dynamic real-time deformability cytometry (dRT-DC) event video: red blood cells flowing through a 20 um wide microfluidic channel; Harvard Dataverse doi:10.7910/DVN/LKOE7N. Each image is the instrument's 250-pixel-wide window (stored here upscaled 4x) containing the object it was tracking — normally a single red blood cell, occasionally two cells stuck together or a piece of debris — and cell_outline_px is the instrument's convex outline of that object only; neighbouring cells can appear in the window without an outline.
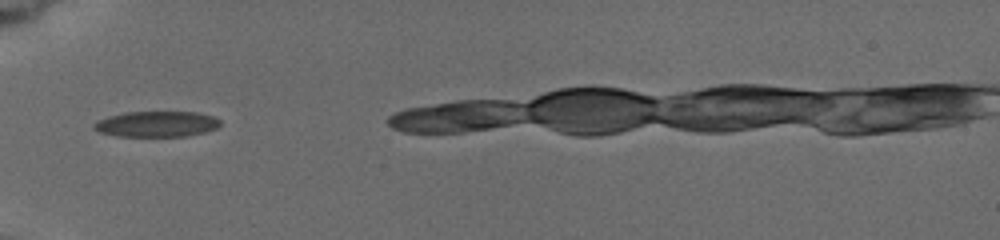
{"species": "common noctule bat (a hibernating species)", "species_latin": "Nyctalus noctula", "temperature_condition": "cold", "stored_images_in_passage": 16, "camera_frame_rate_fps": 3000, "um_per_image_px": 0.085, "animal": {"sex": "female", "body_mass_g": 19.5, "forearm_length_mm": 54.1}, "frame": {"image": 1, "passage_image": 1, "time_ms": 0.0, "image_size_px": [1000, 240], "cell_outline_px": [[220, 124], [216, 128], [204, 132], [188, 136], [116, 136], [100, 132], [92, 128], [92, 124], [96, 120], [108, 116], [124, 112], [196, 112], [212, 116], [220, 120]], "centroid_in_image_um": [13.26, 10.54], "position_along_channel_um": 71.7, "area_um2": 18.96}}
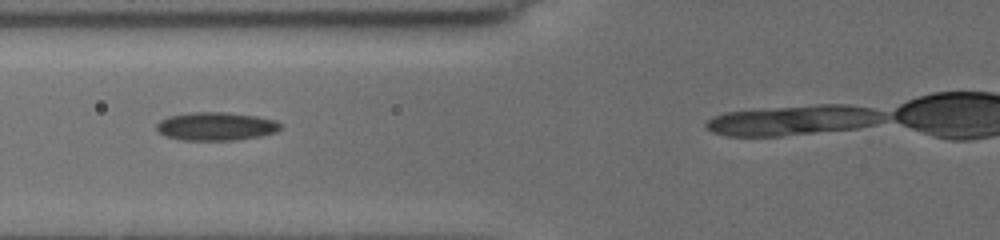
{"frame": {"image": 2, "passage_image": 6, "time_ms": 1.0, "image_size_px": [1000, 240], "cell_outline_px": [[280, 128], [276, 132], [260, 136], [236, 140], [180, 140], [164, 136], [156, 128], [156, 124], [160, 120], [168, 116], [188, 112], [228, 112], [256, 116], [276, 120], [280, 124]], "centroid_in_image_um": [18.33, 10.73], "position_along_channel_um": 107.5, "area_um2": 20.58}}
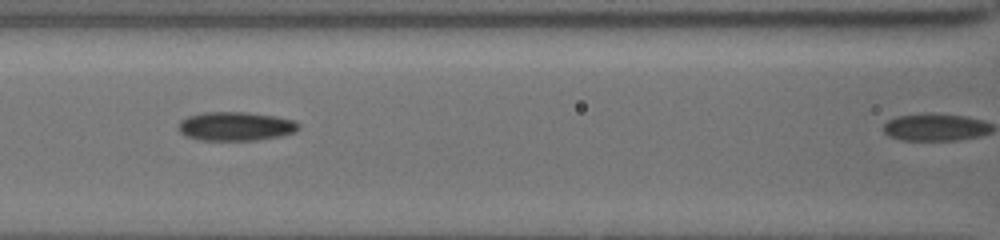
{"frame": {"image": 3, "passage_image": 11, "time_ms": 2.0, "image_size_px": [1000, 240], "cell_outline_px": [[300, 128], [292, 132], [280, 136], [256, 140], [200, 140], [184, 136], [180, 132], [180, 120], [188, 116], [204, 112], [248, 112], [276, 116], [296, 120], [300, 124]], "centroid_in_image_um": [20.05, 10.73], "position_along_channel_um": 146.6, "area_um2": 20.29}}